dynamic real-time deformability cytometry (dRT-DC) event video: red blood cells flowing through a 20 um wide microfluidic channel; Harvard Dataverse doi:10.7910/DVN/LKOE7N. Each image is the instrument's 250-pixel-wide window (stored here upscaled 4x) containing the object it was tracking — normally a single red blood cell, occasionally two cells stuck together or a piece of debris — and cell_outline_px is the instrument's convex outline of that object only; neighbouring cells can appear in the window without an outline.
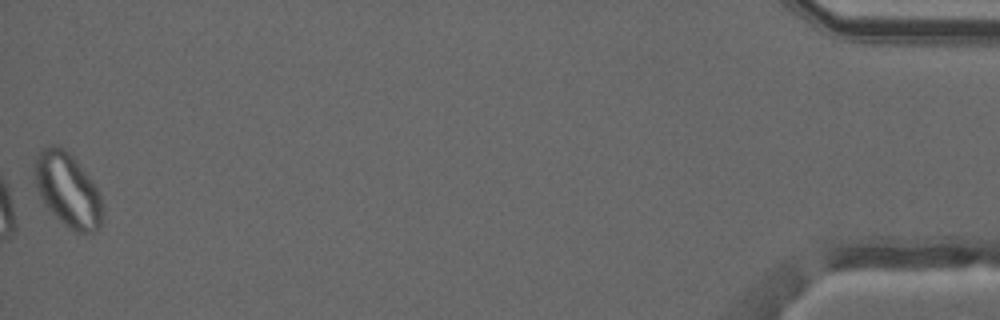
{"species": "common noctule bat (a hibernating species)", "species_latin": "Nyctalus noctula", "temperature_condition": "warm", "stored_images_in_passage": 38, "camera_frame_rate_fps": 3000, "um_per_image_px": 0.085, "animal": {"sex": "male", "forearm_length_mm": 52.5}, "frame": {"image": 1, "passage_image": 38, "time_ms": 12.333, "image_size_px": [1000, 320], "cell_outline_px": [[104, 220], [92, 232], [76, 232], [64, 224], [44, 204], [32, 180], [36, 156], [40, 148], [48, 144], [52, 144], [64, 148], [76, 160], [96, 188], [100, 196], [104, 208]], "centroid_in_image_um": [5.72, 16.11], "position_along_channel_um": 429.5, "area_um2": 29.36}, "authors_computed_cell_mechanics": {"area_um2": 24.6806, "velocity_mm_per_s": 4.1353, "shape_relaxation_time_tau1_ms": null, "shape_relaxation_time_tau2_ms": 4.0281, "deformation_change_tau1": null, "deformation_change_tau2": 0.0695}}